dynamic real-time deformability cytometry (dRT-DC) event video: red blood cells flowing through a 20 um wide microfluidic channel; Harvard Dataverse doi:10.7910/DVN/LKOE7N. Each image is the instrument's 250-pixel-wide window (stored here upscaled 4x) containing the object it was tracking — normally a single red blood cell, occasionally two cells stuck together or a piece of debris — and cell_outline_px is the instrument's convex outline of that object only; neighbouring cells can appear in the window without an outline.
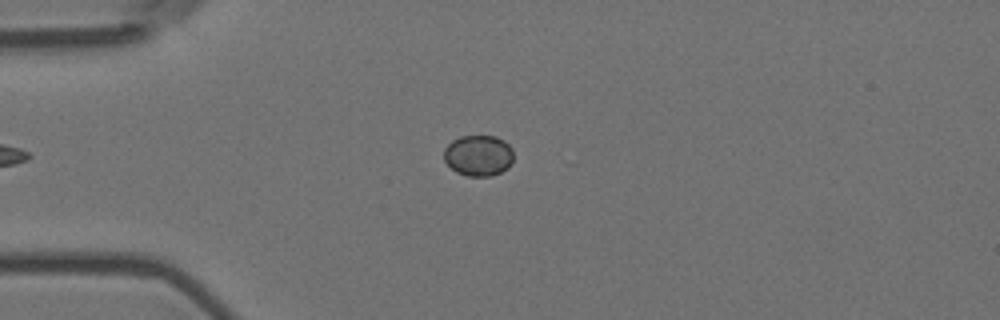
{"species": "Egyptian fruit bat (a non-hibernating species)", "species_latin": "Rousettus aegyptiacus", "temperature_condition": "room temperature", "stored_images_in_passage": 6, "camera_frame_rate_fps": 3000, "um_per_image_px": 0.085, "animal": {"sex": "female"}, "frame": {"image": 1, "passage_image": 4, "time_ms": 1.0, "image_size_px": [1000, 320], "cell_outline_px": [[512, 164], [508, 168], [492, 176], [468, 176], [456, 172], [444, 160], [444, 148], [452, 140], [460, 136], [496, 136], [504, 140], [512, 148]], "centroid_in_image_um": [40.67, 13.21], "position_along_channel_um": 44.3, "area_um2": 16.7}}